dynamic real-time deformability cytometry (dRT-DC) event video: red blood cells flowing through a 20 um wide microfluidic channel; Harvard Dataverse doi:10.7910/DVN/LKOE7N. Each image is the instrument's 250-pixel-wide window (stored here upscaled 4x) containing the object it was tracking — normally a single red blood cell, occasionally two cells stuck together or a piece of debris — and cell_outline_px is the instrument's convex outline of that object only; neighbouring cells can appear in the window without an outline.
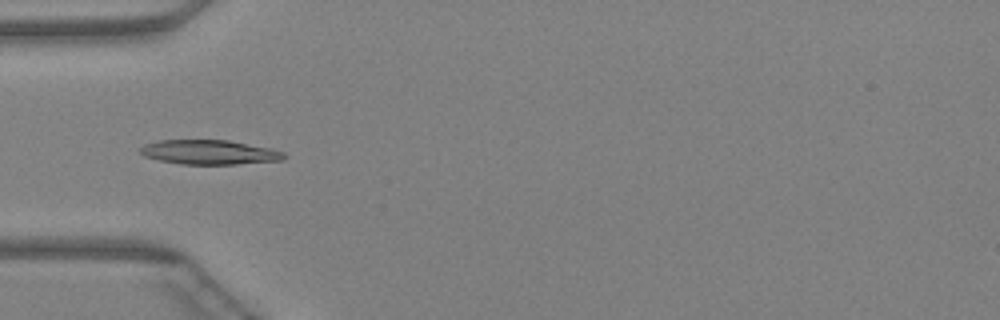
{"species": "Egyptian fruit bat (a non-hibernating species)", "species_latin": "Rousettus aegyptiacus", "temperature_condition": "warm", "stored_images_in_passage": 29, "camera_frame_rate_fps": 3000, "um_per_image_px": 0.085, "animal": {"sex": "female"}, "frame": {"image": 1, "passage_image": 6, "time_ms": 1.667, "image_size_px": [1000, 320], "cell_outline_px": [[288, 156], [284, 160], [236, 164], [180, 164], [160, 160], [144, 156], [140, 152], [140, 148], [144, 144], [160, 140], [228, 140], [272, 148], [284, 152]], "centroid_in_image_um": [17.84, 12.94], "position_along_channel_um": 67.2, "area_um2": 20.58}}
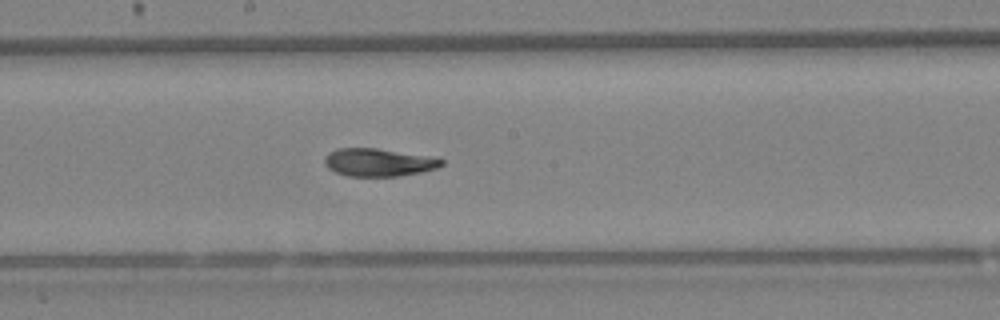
{"frame": {"image": 2, "passage_image": 16, "time_ms": 5.0, "image_size_px": [1000, 320], "cell_outline_px": [[444, 164], [436, 168], [420, 172], [396, 176], [348, 176], [336, 172], [328, 168], [324, 164], [324, 156], [328, 152], [336, 148], [376, 148], [440, 156], [444, 160]], "centroid_in_image_um": [32.22, 13.78], "position_along_channel_um": 216.0, "area_um2": 19.42}}
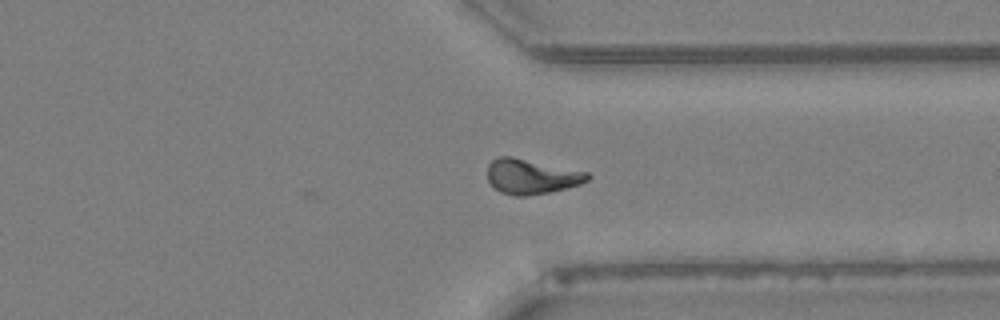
{"frame": {"image": 3, "passage_image": 26, "time_ms": 8.333, "image_size_px": [1000, 320], "cell_outline_px": [[592, 176], [588, 180], [580, 184], [548, 192], [524, 196], [512, 196], [500, 192], [488, 180], [488, 164], [492, 160], [500, 156], [512, 156], [588, 172]], "centroid_in_image_um": [45.16, 14.99], "position_along_channel_um": 366.2, "area_um2": 20.29}}